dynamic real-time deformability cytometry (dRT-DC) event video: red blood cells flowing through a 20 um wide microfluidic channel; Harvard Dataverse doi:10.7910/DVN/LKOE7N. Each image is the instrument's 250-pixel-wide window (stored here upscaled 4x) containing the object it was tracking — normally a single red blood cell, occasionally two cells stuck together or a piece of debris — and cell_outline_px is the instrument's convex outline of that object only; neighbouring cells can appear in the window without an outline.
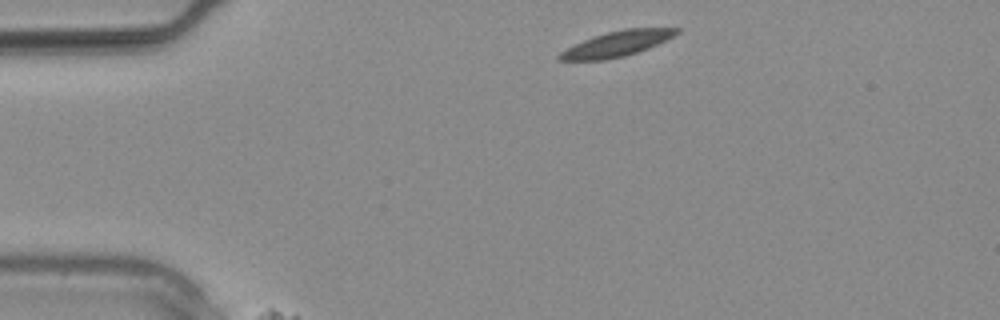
{"species": "common noctule bat (a hibernating species)", "species_latin": "Nyctalus noctula", "temperature_condition": "warm", "stored_images_in_passage": 25, "camera_frame_rate_fps": 3000, "um_per_image_px": 0.085, "animal": {"sex": "male", "body_mass_g": 20.4}, "frame": {"image": 1, "passage_image": 1, "time_ms": 0.0, "image_size_px": [1000, 320], "cell_outline_px": [[680, 32], [648, 48], [624, 56], [604, 60], [556, 60], [556, 56], [560, 52], [592, 36], [624, 28], [680, 28]], "centroid_in_image_um": [52.4, 3.72], "position_along_channel_um": 32.6, "area_um2": 16.99}}